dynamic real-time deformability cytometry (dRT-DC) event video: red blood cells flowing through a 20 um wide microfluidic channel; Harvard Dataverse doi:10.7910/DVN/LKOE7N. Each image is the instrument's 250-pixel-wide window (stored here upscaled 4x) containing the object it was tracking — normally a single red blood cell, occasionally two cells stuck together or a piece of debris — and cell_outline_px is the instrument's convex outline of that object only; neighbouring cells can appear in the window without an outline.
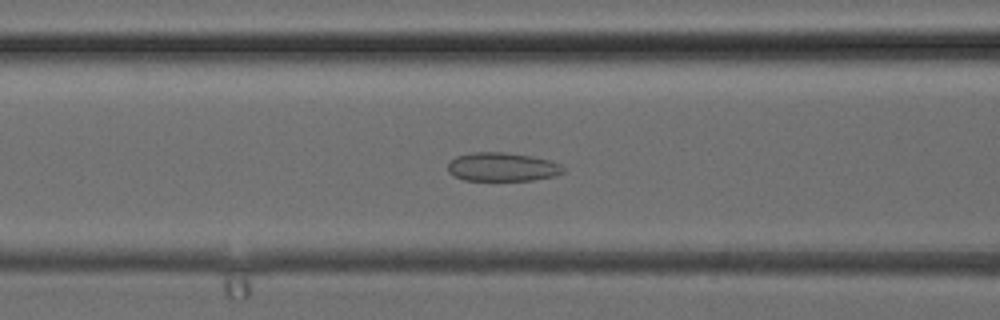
{"species": "common noctule bat (a hibernating species)", "species_latin": "Nyctalus noctula", "temperature_condition": "cold", "stored_images_in_passage": 29, "camera_frame_rate_fps": 3000, "um_per_image_px": 0.085, "animal": {"sex": "female", "body_mass_g": 24.6, "forearm_length_mm": 56.2}, "frame": {"image": 1, "passage_image": 12, "time_ms": 3.667, "image_size_px": [1000, 320], "cell_outline_px": [[564, 172], [556, 176], [532, 180], [464, 180], [448, 172], [448, 164], [456, 156], [472, 152], [504, 152], [532, 156], [548, 160], [560, 164], [564, 168]], "centroid_in_image_um": [42.7, 14.19], "position_along_channel_um": 123.9, "area_um2": 19.25}}
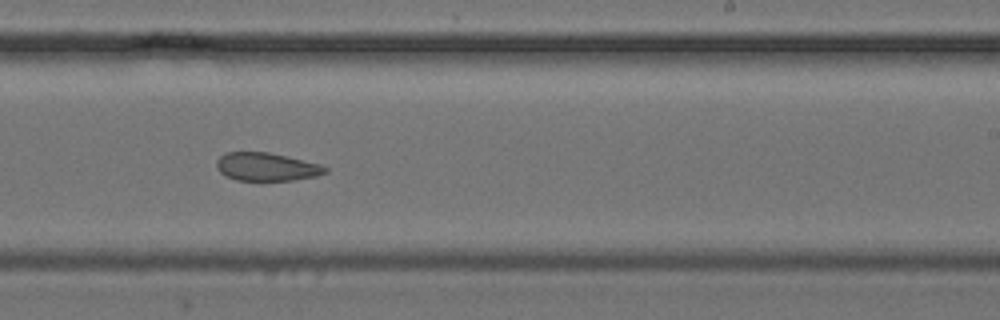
{"frame": {"image": 2, "passage_image": 20, "time_ms": 6.333, "image_size_px": [1000, 320], "cell_outline_px": [[328, 172], [316, 176], [292, 180], [236, 180], [224, 176], [216, 168], [216, 160], [224, 152], [268, 152], [320, 164], [328, 168]], "centroid_in_image_um": [22.62, 14.18], "position_along_channel_um": 266.4, "area_um2": 17.86}}
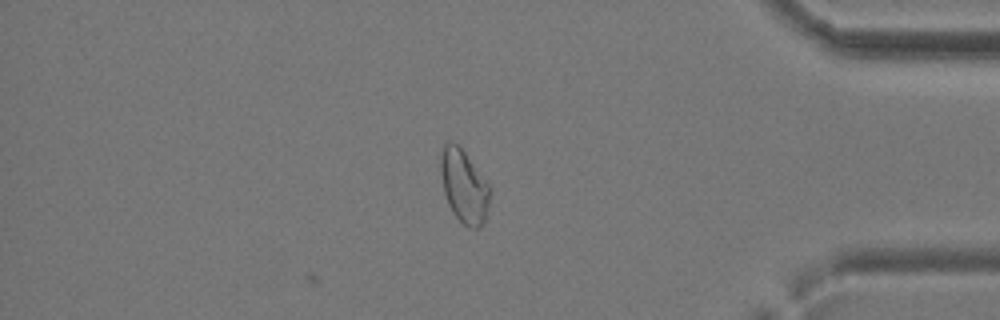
{"frame": {"image": 3, "passage_image": 29, "time_ms": 9.333, "image_size_px": [1000, 320], "cell_outline_px": [[492, 192], [484, 220], [480, 228], [468, 228], [452, 212], [448, 204], [444, 192], [440, 168], [440, 152], [444, 144], [448, 140], [452, 140], [460, 144], [488, 184]], "centroid_in_image_um": [39.43, 15.78], "position_along_channel_um": 395.8, "area_um2": 21.27}}